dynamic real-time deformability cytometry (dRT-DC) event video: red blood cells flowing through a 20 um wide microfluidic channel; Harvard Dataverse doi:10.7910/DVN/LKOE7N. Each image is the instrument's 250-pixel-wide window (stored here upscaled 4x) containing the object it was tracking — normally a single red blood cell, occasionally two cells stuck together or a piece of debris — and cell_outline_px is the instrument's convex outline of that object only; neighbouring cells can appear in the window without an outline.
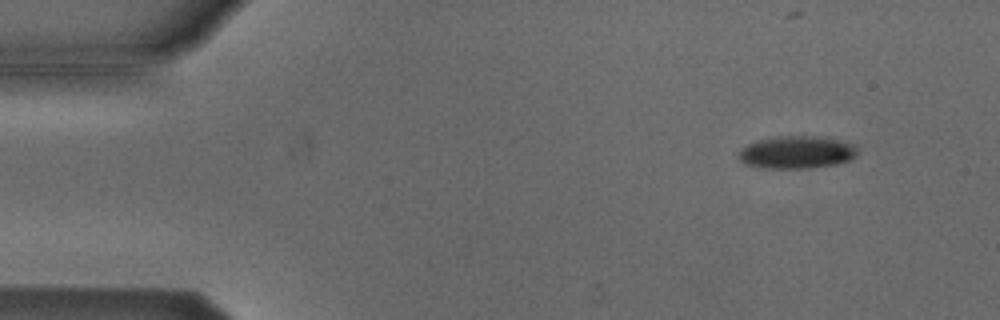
{"species": "Egyptian fruit bat (a non-hibernating species)", "species_latin": "Rousettus aegyptiacus", "temperature_condition": "cold", "stored_images_in_passage": 53, "camera_frame_rate_fps": 3000, "um_per_image_px": 0.085, "animal": {"sex": "male"}, "frame": {"image": 1, "passage_image": 5, "time_ms": 1.333, "image_size_px": [1000, 320], "cell_outline_px": [[856, 156], [848, 160], [836, 164], [812, 168], [760, 168], [748, 164], [740, 160], [736, 156], [740, 148], [756, 140], [780, 136], [812, 136], [836, 140], [852, 144], [856, 148]], "centroid_in_image_um": [67.65, 12.95], "position_along_channel_um": 17.4, "area_um2": 22.43}}
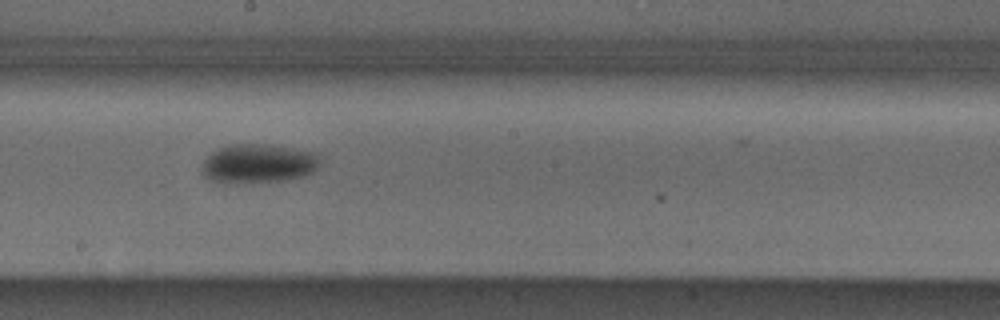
{"frame": {"image": 2, "passage_image": 29, "time_ms": 9.333, "image_size_px": [1000, 320], "cell_outline_px": [[320, 164], [312, 172], [304, 176], [284, 180], [240, 184], [232, 184], [208, 180], [200, 172], [200, 168], [204, 160], [212, 152], [220, 148], [232, 144], [272, 144], [320, 152]], "centroid_in_image_um": [21.96, 13.9], "position_along_channel_um": 226.2, "area_um2": 27.69}}
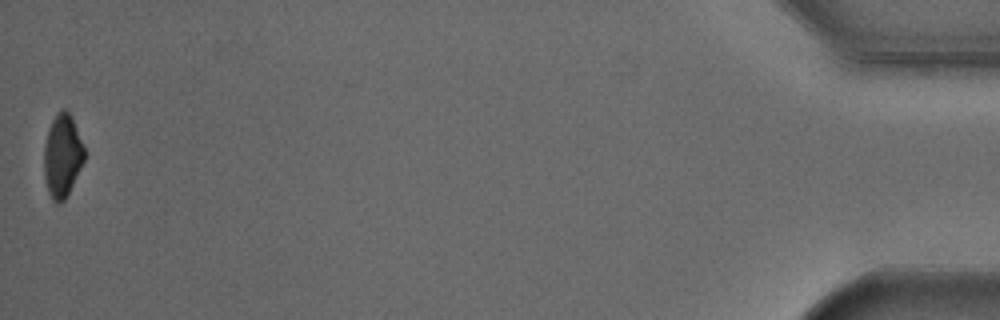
{"frame": {"image": 3, "passage_image": 53, "time_ms": 17.333, "image_size_px": [1000, 320], "cell_outline_px": [[84, 160], [64, 200], [60, 204], [56, 204], [52, 200], [48, 192], [44, 176], [44, 144], [48, 128], [56, 112], [60, 108], [64, 108], [72, 116], [84, 148]], "centroid_in_image_um": [5.27, 13.21], "position_along_channel_um": 429.9, "area_um2": 19.48}, "authors_computed_cell_mechanics": {"area_um2": 23.5246, "velocity_mm_per_s": 3.8145, "shape_relaxation_time_tau1_ms": 4.0441, "shape_relaxation_time_tau2_ms": null, "deformation_change_tau1": 0.1003, "deformation_change_tau2": null}}